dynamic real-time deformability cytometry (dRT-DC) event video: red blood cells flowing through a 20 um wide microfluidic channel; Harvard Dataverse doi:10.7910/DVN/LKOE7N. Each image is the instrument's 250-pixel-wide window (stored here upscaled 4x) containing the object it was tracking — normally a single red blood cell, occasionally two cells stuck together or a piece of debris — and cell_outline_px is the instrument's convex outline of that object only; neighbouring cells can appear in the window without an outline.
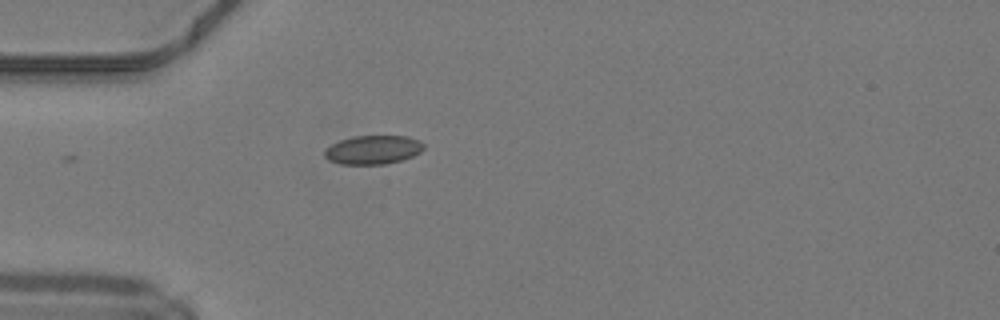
{"species": "common noctule bat (a hibernating species)", "species_latin": "Nyctalus noctula", "temperature_condition": "warm", "stored_images_in_passage": 3, "camera_frame_rate_fps": 3000, "um_per_image_px": 0.085, "animal": {"sex": "male", "body_mass_g": 19.2, "forearm_length_mm": 51.8}, "frame": {"image": 1, "passage_image": 1, "time_ms": 0.0, "image_size_px": [1000, 320], "cell_outline_px": [[424, 148], [420, 152], [404, 160], [384, 164], [340, 164], [328, 160], [324, 156], [324, 148], [340, 140], [356, 136], [408, 136], [420, 140], [424, 144]], "centroid_in_image_um": [31.71, 12.73], "position_along_channel_um": 53.3, "area_um2": 16.76}}